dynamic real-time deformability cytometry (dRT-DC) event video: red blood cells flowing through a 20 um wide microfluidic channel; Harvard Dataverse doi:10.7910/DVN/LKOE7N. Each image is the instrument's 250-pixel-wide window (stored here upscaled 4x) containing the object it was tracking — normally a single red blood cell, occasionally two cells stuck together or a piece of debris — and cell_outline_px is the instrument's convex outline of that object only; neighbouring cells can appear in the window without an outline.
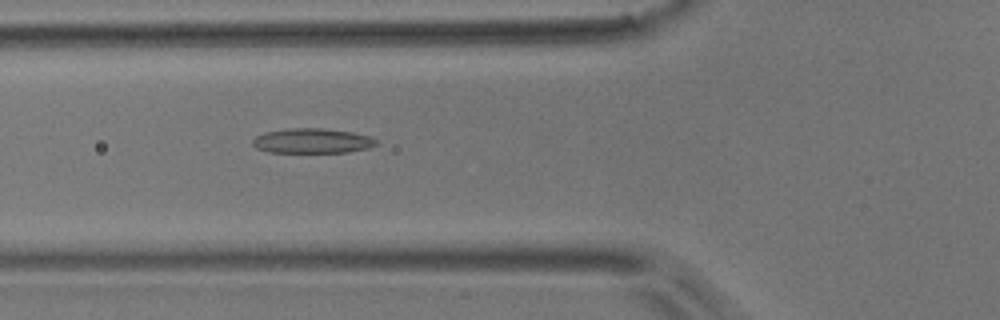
{"species": "common noctule bat (a hibernating species)", "species_latin": "Nyctalus noctula", "temperature_condition": "room temperature", "stored_images_in_passage": 53, "camera_frame_rate_fps": 3000, "um_per_image_px": 0.085, "animal": {"sex": "male", "body_mass_g": 17.9}, "frame": {"image": 1, "passage_image": 19, "time_ms": 6.0, "image_size_px": [1000, 320], "cell_outline_px": [[380, 144], [368, 148], [348, 152], [268, 152], [256, 148], [252, 144], [252, 140], [256, 136], [264, 132], [288, 128], [320, 128], [352, 132], [372, 136]], "centroid_in_image_um": [26.55, 11.97], "position_along_channel_um": 99.2, "area_um2": 18.03}}
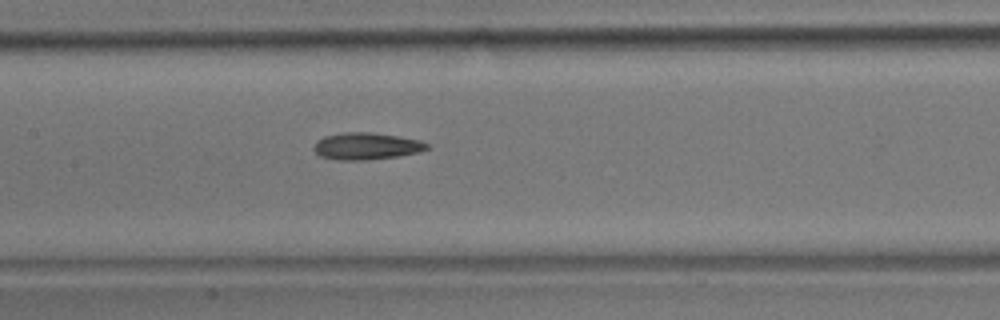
{"frame": {"image": 2, "passage_image": 25, "time_ms": 8.0, "image_size_px": [1000, 320], "cell_outline_px": [[432, 148], [420, 152], [396, 156], [368, 160], [336, 160], [320, 156], [312, 148], [316, 140], [324, 136], [344, 132], [372, 132], [420, 140], [428, 144]], "centroid_in_image_um": [31.13, 12.42], "position_along_channel_um": 176.3, "area_um2": 17.92}}
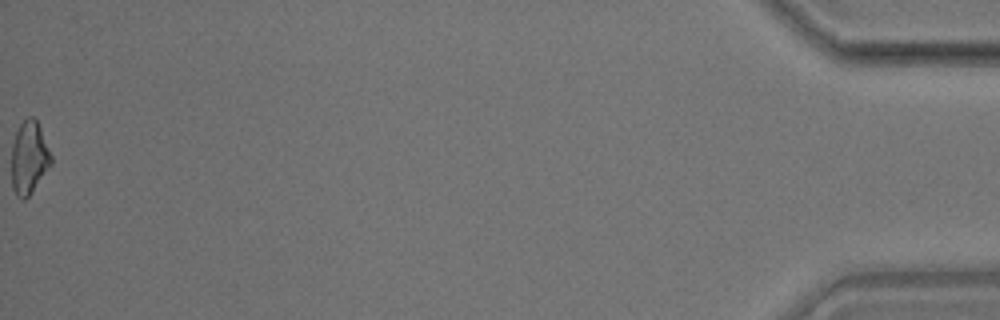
{"frame": {"image": 3, "passage_image": 53, "time_ms": 17.333, "image_size_px": [1000, 320], "cell_outline_px": [[52, 164], [28, 196], [24, 200], [20, 200], [16, 196], [12, 188], [12, 144], [16, 132], [20, 124], [28, 116], [32, 116], [36, 120], [40, 128], [52, 156]], "centroid_in_image_um": [2.46, 13.42], "position_along_channel_um": 432.7, "area_um2": 16.7}, "authors_computed_cell_mechanics": {"area_um2": 17.4556, "velocity_mm_per_s": 3.8227, "shape_relaxation_time_tau1_ms": null, "shape_relaxation_time_tau2_ms": 7.7437, "deformation_change_tau1": null, "deformation_change_tau2": 0.2011}}